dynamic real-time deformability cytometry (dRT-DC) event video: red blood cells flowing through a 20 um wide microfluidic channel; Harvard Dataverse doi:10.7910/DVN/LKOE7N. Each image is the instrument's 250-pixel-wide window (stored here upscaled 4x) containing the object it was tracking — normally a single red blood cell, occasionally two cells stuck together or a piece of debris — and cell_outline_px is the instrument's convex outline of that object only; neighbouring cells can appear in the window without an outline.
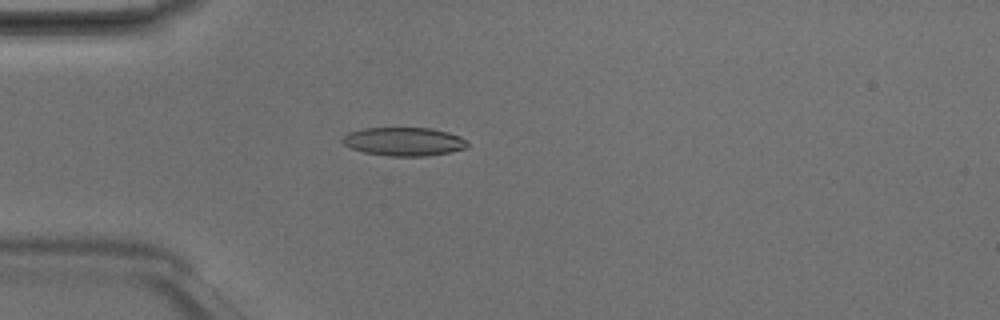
{"species": "Egyptian fruit bat (a non-hibernating species)", "species_latin": "Rousettus aegyptiacus", "temperature_condition": "room temperature", "stored_images_in_passage": 3, "camera_frame_rate_fps": 3000, "um_per_image_px": 0.085, "animal": {"sex": "male"}, "frame": {"image": 1, "passage_image": 3, "time_ms": 0.667, "image_size_px": [1000, 320], "cell_outline_px": [[468, 144], [464, 148], [448, 152], [428, 156], [388, 156], [364, 152], [352, 148], [344, 144], [340, 140], [348, 132], [364, 128], [432, 128], [448, 132], [460, 136], [468, 140]], "centroid_in_image_um": [34.33, 12.03], "position_along_channel_um": 50.7, "area_um2": 20.75}}